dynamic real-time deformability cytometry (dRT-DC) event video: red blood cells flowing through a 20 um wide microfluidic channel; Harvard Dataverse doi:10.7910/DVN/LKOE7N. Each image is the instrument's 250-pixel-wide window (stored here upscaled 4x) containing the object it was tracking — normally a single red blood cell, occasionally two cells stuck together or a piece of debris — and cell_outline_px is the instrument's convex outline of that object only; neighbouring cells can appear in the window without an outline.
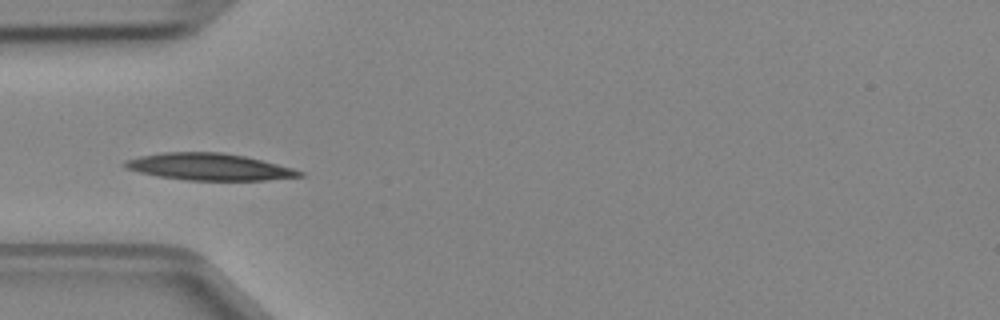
{"species": "Egyptian fruit bat (a non-hibernating species)", "species_latin": "Rousettus aegyptiacus", "temperature_condition": "cold", "stored_images_in_passage": 3, "camera_frame_rate_fps": 3000, "um_per_image_px": 0.085, "animal": {"sex": "female"}, "frame": {"image": 1, "passage_image": 3, "time_ms": 0.667, "image_size_px": [1000, 320], "cell_outline_px": [[304, 176], [264, 180], [188, 180], [156, 176], [124, 168], [120, 164], [124, 160], [140, 156], [164, 152], [220, 152], [244, 156], [292, 168], [304, 172]], "centroid_in_image_um": [17.71, 14.18], "position_along_channel_um": 67.3, "area_um2": 27.22}}